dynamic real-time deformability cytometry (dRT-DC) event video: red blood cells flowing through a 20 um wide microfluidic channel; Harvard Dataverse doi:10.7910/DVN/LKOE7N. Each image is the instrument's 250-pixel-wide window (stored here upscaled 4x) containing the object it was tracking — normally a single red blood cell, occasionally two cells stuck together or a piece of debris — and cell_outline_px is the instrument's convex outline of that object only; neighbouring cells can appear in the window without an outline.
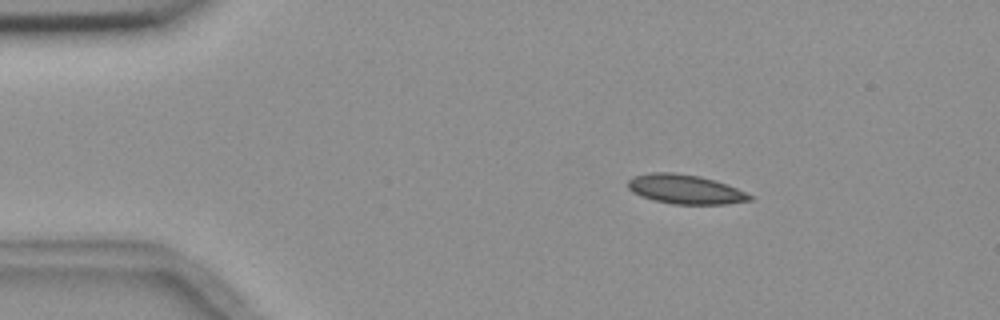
{"species": "common noctule bat (a hibernating species)", "species_latin": "Nyctalus noctula", "temperature_condition": "room temperature", "stored_images_in_passage": 4, "camera_frame_rate_fps": 3000, "um_per_image_px": 0.085, "animal": {"sex": "female", "body_mass_g": 18.4}, "frame": {"image": 1, "passage_image": 2, "time_ms": 2.333, "image_size_px": [1000, 320], "cell_outline_px": [[752, 200], [724, 204], [672, 204], [652, 200], [640, 196], [632, 192], [628, 188], [628, 180], [636, 176], [652, 172], [672, 172], [700, 176], [736, 188], [752, 196]], "centroid_in_image_um": [58.19, 16.09], "position_along_channel_um": 26.8, "area_um2": 20.58}}